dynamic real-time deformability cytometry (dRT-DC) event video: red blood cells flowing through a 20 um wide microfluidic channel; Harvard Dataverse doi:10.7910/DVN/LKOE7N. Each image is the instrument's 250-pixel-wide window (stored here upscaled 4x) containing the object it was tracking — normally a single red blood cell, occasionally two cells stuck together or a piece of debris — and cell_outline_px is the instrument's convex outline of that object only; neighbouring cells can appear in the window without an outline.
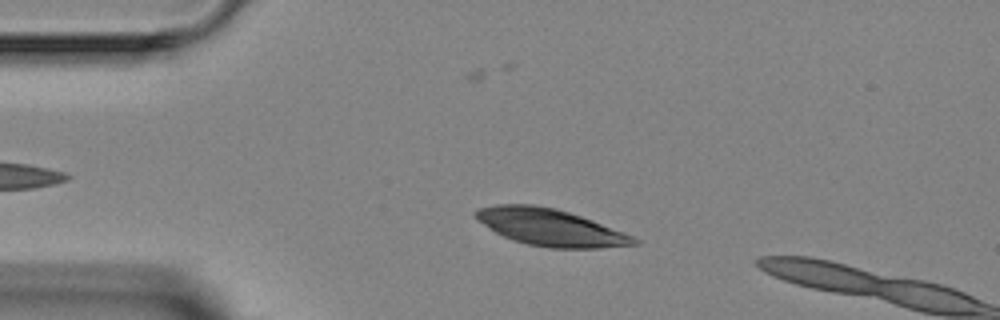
{"species": "Egyptian fruit bat (a non-hibernating species)", "species_latin": "Rousettus aegyptiacus", "temperature_condition": "room temperature", "stored_images_in_passage": 4, "camera_frame_rate_fps": 3000, "um_per_image_px": 0.085, "animal": {"sex": "female"}, "frame": {"image": 1, "passage_image": 3, "time_ms": 3.0, "image_size_px": [1000, 320], "cell_outline_px": [[640, 244], [600, 248], [548, 248], [528, 244], [512, 240], [496, 232], [476, 220], [472, 216], [472, 212], [480, 208], [496, 204], [536, 204], [556, 208], [592, 220], [632, 236], [640, 240]], "centroid_in_image_um": [46.73, 19.32], "position_along_channel_um": 38.3, "area_um2": 34.04}}